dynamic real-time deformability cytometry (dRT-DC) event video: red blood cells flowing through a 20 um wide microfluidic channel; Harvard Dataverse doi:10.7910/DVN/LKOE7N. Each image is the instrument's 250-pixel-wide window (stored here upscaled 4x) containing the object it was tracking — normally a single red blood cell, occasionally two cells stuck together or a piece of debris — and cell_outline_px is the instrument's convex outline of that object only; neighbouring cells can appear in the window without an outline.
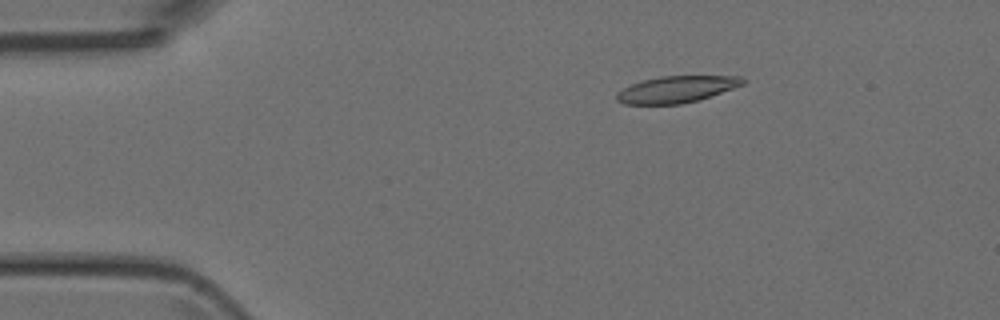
{"species": "Egyptian fruit bat (a non-hibernating species)", "species_latin": "Rousettus aegyptiacus", "temperature_condition": "room temperature", "stored_images_in_passage": 4, "camera_frame_rate_fps": 3000, "um_per_image_px": 0.085, "animal": {"sex": "female"}, "frame": {"image": 1, "passage_image": 3, "time_ms": 2.333, "image_size_px": [1000, 320], "cell_outline_px": [[748, 80], [744, 84], [700, 100], [680, 104], [624, 104], [616, 100], [616, 92], [632, 84], [644, 80], [660, 76], [740, 76]], "centroid_in_image_um": [57.52, 7.59], "position_along_channel_um": 27.5, "area_um2": 19.59}}